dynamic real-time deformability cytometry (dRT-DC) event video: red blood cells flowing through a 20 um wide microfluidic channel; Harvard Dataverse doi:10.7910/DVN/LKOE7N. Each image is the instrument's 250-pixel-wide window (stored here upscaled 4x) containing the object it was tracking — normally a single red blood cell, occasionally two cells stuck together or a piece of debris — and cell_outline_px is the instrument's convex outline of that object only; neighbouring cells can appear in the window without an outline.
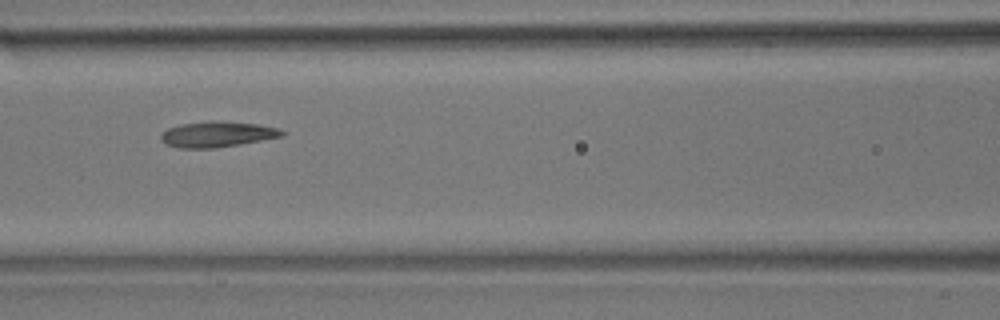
{"species": "common noctule bat (a hibernating species)", "species_latin": "Nyctalus noctula", "temperature_condition": "room temperature", "stored_images_in_passage": 16, "camera_frame_rate_fps": 3000, "um_per_image_px": 0.085, "animal": {"sex": "male", "body_mass_g": 17.9}, "frame": {"image": 1, "passage_image": 8, "time_ms": 2.333, "image_size_px": [1000, 320], "cell_outline_px": [[284, 136], [240, 144], [212, 148], [180, 148], [164, 144], [160, 140], [160, 132], [168, 128], [180, 124], [208, 120], [212, 120], [256, 124], [280, 128], [284, 132]], "centroid_in_image_um": [18.41, 11.41], "position_along_channel_um": 148.2, "area_um2": 18.26}}